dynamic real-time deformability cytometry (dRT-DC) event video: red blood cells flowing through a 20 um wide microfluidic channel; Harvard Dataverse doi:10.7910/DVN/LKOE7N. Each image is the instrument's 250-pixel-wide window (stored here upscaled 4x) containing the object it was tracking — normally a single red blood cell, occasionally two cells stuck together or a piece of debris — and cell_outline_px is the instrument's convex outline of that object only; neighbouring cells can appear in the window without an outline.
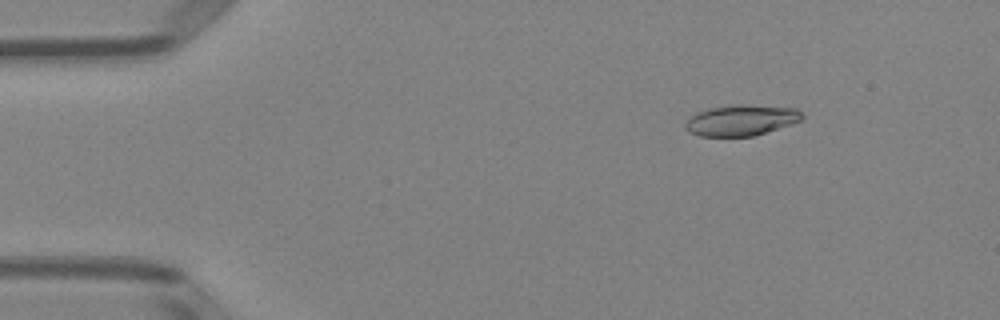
{"species": "Egyptian fruit bat (a non-hibernating species)", "species_latin": "Rousettus aegyptiacus", "temperature_condition": "room temperature", "stored_images_in_passage": 4, "camera_frame_rate_fps": 3000, "um_per_image_px": 0.085, "animal": {"sex": "female"}, "frame": {"image": 1, "passage_image": 1, "time_ms": 0.0, "image_size_px": [1000, 320], "cell_outline_px": [[804, 120], [792, 124], [752, 136], [700, 136], [688, 132], [684, 128], [684, 124], [696, 112], [708, 108], [740, 104], [748, 104], [796, 108], [804, 116]], "centroid_in_image_um": [63.01, 10.21], "position_along_channel_um": 22.0, "area_um2": 21.1}}